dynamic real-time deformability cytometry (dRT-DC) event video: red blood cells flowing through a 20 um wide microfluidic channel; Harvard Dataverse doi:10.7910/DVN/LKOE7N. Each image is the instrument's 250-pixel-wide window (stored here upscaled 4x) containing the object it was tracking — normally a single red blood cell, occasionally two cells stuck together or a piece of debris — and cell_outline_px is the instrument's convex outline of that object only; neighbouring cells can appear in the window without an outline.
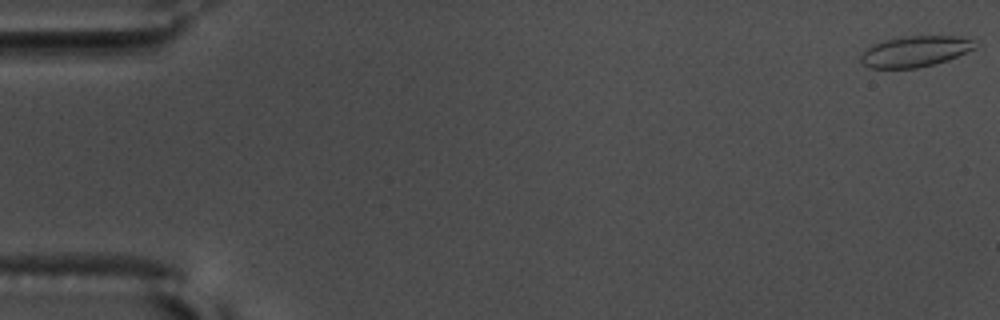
{"species": "common noctule bat (a hibernating species)", "species_latin": "Nyctalus noctula", "temperature_condition": "warm", "stored_images_in_passage": 57, "camera_frame_rate_fps": 3000, "um_per_image_px": 0.085, "animal": {"sex": "male", "body_mass_g": 17.5, "forearm_length_mm": 52.3}, "frame": {"image": 1, "passage_image": 1, "time_ms": 0.0, "image_size_px": [1000, 320], "cell_outline_px": [[980, 44], [976, 48], [948, 60], [936, 64], [916, 68], [868, 68], [860, 60], [860, 56], [872, 44], [884, 40], [904, 36], [960, 36], [972, 40]], "centroid_in_image_um": [77.82, 4.37], "position_along_channel_um": 7.2, "area_um2": 20.69}}
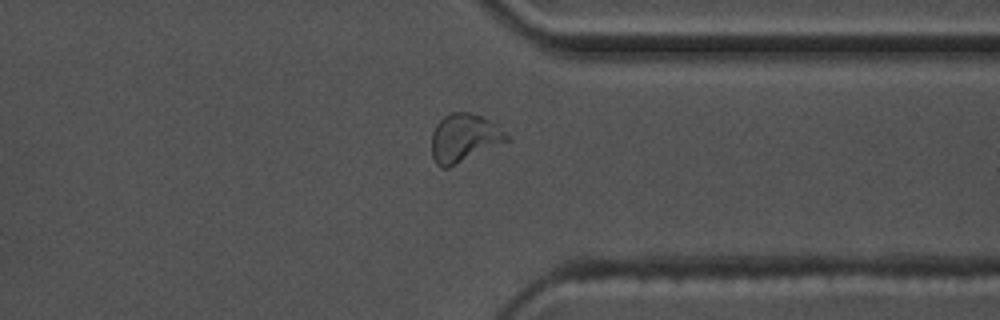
{"frame": {"image": 2, "passage_image": 44, "time_ms": 14.333, "image_size_px": [1000, 320], "cell_outline_px": [[512, 140], [448, 168], [440, 168], [436, 164], [432, 156], [432, 132], [436, 124], [444, 116], [452, 112], [468, 112], [480, 116], [496, 124], [512, 136]], "centroid_in_image_um": [39.49, 11.74], "position_along_channel_um": 371.9, "area_um2": 21.39}}
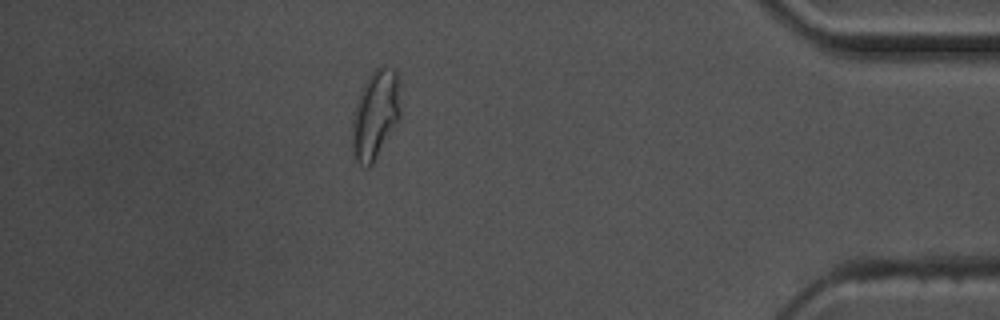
{"frame": {"image": 3, "passage_image": 50, "time_ms": 16.333, "image_size_px": [1000, 320], "cell_outline_px": [[400, 116], [396, 124], [372, 164], [368, 168], [360, 164], [356, 160], [352, 152], [352, 120], [356, 104], [360, 92], [368, 76], [380, 64], [384, 64], [392, 68], [400, 76]], "centroid_in_image_um": [31.92, 9.68], "position_along_channel_um": 403.3, "area_um2": 25.2}, "authors_computed_cell_mechanics": {"area_um2": 19.5942, "velocity_mm_per_s": 3.6361, "shape_relaxation_time_tau1_ms": null, "shape_relaxation_time_tau2_ms": 0.804, "deformation_change_tau1": null, "deformation_change_tau2": 0.0523}}